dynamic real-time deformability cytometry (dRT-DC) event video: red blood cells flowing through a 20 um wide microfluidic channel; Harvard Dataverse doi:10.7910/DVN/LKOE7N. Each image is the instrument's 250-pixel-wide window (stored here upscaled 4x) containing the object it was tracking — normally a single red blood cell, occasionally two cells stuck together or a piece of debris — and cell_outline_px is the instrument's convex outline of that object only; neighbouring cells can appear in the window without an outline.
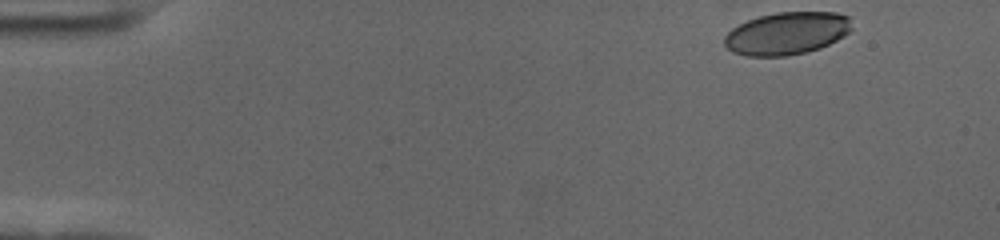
{"species": "human", "species_latin": "Homo sapiens", "temperature_condition": "cold", "stored_images_in_passage": 52, "camera_frame_rate_fps": 3000, "um_per_image_px": 0.085, "donor": {"sex": "female"}, "frame": {"image": 1, "passage_image": 1, "time_ms": 0.0, "image_size_px": [1000, 240], "cell_outline_px": [[852, 28], [844, 36], [820, 48], [804, 52], [784, 56], [748, 56], [732, 52], [724, 44], [724, 36], [732, 28], [748, 20], [760, 16], [776, 12], [836, 12], [848, 16]], "centroid_in_image_um": [66.87, 2.83], "position_along_channel_um": 18.1, "area_um2": 31.44}}
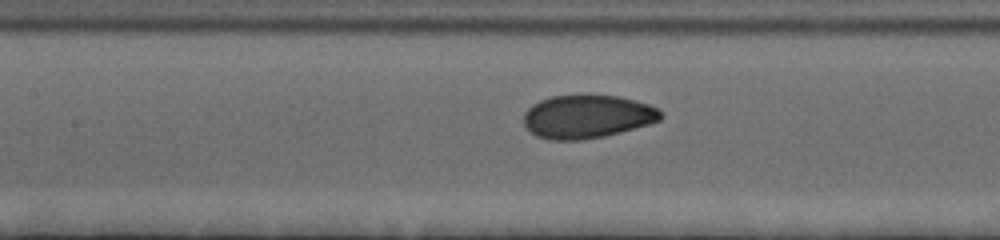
{"frame": {"image": 2, "passage_image": 22, "time_ms": 7.0, "image_size_px": [1000, 240], "cell_outline_px": [[664, 116], [660, 120], [648, 124], [620, 132], [604, 136], [580, 140], [552, 140], [536, 136], [524, 124], [524, 112], [532, 104], [540, 100], [552, 96], [620, 96], [648, 104], [660, 108]], "centroid_in_image_um": [49.93, 9.91], "position_along_channel_um": 157.5, "area_um2": 34.39}}
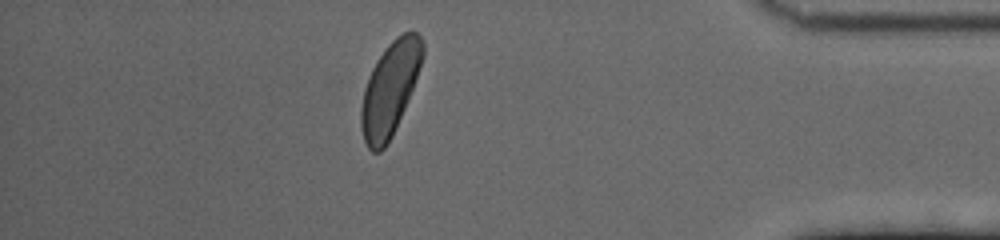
{"frame": {"image": 3, "passage_image": 45, "time_ms": 14.667, "image_size_px": [1000, 240], "cell_outline_px": [[424, 56], [412, 88], [404, 108], [392, 136], [384, 148], [380, 152], [372, 152], [368, 148], [364, 140], [360, 128], [360, 108], [364, 88], [368, 76], [376, 60], [388, 44], [396, 36], [404, 32], [416, 32], [420, 36], [424, 44]], "centroid_in_image_um": [33.12, 7.55], "position_along_channel_um": 402.1, "area_um2": 33.35}, "authors_computed_cell_mechanics": {"area_um2": 33.4084, "velocity_mm_per_s": 3.6421, "shape_relaxation_time_tau1_ms": 3.4224, "shape_relaxation_time_tau2_ms": null, "deformation_change_tau1": 0.1254, "deformation_change_tau2": null}}